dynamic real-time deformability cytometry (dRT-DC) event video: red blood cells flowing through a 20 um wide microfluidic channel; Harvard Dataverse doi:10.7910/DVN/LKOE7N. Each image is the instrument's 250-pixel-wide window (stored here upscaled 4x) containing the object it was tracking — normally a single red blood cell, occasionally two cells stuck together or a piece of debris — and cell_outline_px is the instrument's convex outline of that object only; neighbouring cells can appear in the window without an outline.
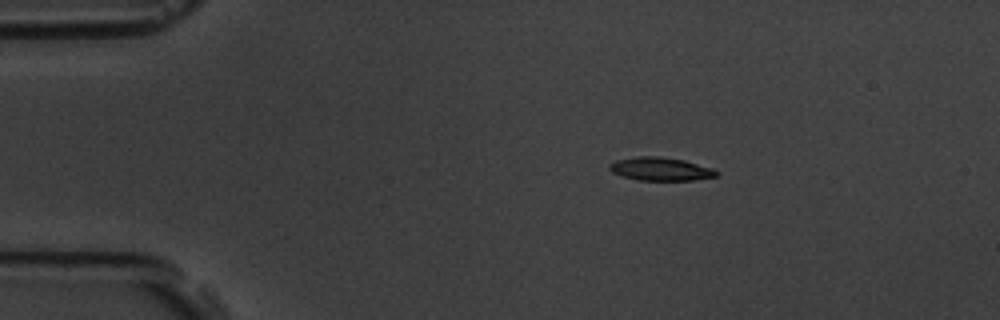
{"species": "common noctule bat (a hibernating species)", "species_latin": "Nyctalus noctula", "temperature_condition": "room temperature", "stored_images_in_passage": 4, "camera_frame_rate_fps": 3000, "um_per_image_px": 0.085, "animal": {"sex": "male", "body_mass_g": 19.5, "forearm_length_mm": 54.6}, "frame": {"image": 1, "passage_image": 2, "time_ms": 1.333, "image_size_px": [1000, 320], "cell_outline_px": [[720, 172], [716, 176], [692, 180], [636, 180], [612, 172], [608, 168], [608, 164], [616, 160], [636, 156], [660, 156], [684, 160], [712, 168]], "centroid_in_image_um": [56.13, 14.35], "position_along_channel_um": 28.9, "area_um2": 14.51}}